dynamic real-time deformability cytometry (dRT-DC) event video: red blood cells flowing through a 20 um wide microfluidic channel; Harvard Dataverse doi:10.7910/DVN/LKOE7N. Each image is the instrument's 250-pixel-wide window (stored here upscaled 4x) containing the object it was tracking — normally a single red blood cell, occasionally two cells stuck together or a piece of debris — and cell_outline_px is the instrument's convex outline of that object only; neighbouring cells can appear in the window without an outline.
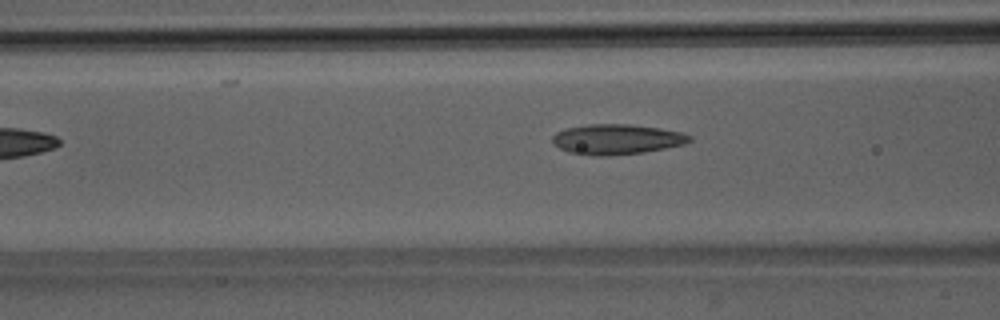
{"species": "Egyptian fruit bat (a non-hibernating species)", "species_latin": "Rousettus aegyptiacus", "temperature_condition": "room temperature", "stored_images_in_passage": 7, "camera_frame_rate_fps": 3000, "um_per_image_px": 0.085, "animal": {"sex": "male"}, "frame": {"image": 1, "passage_image": 6, "time_ms": 6.667, "image_size_px": [1000, 320], "cell_outline_px": [[692, 140], [684, 144], [644, 152], [608, 156], [592, 156], [568, 152], [552, 144], [552, 136], [556, 132], [564, 128], [588, 124], [628, 124], [660, 128], [684, 132], [692, 136]], "centroid_in_image_um": [52.4, 11.84], "position_along_channel_um": 114.2, "area_um2": 24.39}}